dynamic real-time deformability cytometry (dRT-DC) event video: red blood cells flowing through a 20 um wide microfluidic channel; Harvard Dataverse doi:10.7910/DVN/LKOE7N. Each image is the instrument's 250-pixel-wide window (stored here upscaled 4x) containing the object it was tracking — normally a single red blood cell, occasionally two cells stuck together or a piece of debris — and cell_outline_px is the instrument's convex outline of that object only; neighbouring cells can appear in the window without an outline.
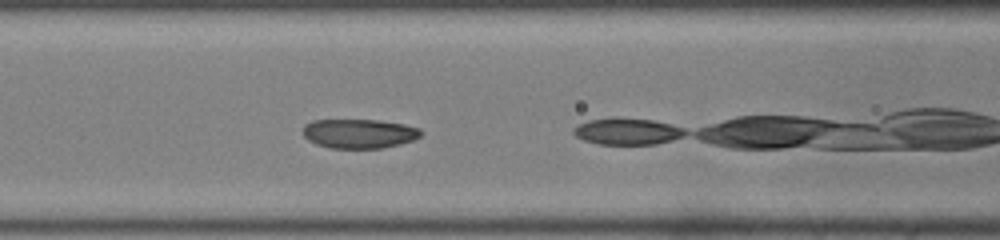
{"species": "common noctule bat (a hibernating species)", "species_latin": "Nyctalus noctula", "temperature_condition": "room temperature", "stored_images_in_passage": 13, "camera_frame_rate_fps": 3000, "um_per_image_px": 0.085, "animal": {"sex": "male", "body_mass_g": 19.0, "forearm_length_mm": 50.8}, "frame": {"image": 1, "passage_image": 10, "time_ms": 3.0, "image_size_px": [1000, 240], "cell_outline_px": [[424, 132], [420, 136], [412, 140], [400, 144], [380, 148], [328, 148], [316, 144], [308, 140], [304, 136], [304, 124], [312, 120], [380, 120], [404, 124], [420, 128]], "centroid_in_image_um": [30.53, 11.35], "position_along_channel_um": 136.1, "area_um2": 20.23}}